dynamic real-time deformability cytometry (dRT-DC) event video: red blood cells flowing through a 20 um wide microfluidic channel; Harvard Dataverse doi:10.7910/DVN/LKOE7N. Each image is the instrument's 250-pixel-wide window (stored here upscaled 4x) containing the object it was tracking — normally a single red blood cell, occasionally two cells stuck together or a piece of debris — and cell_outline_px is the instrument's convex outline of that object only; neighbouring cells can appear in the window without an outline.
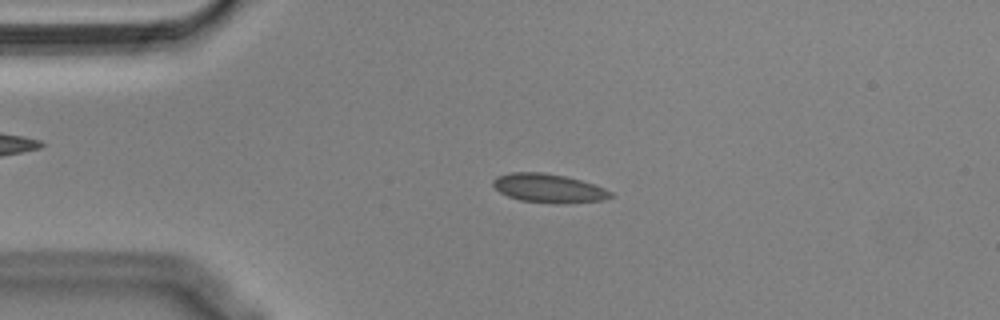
{"species": "Egyptian fruit bat (a non-hibernating species)", "species_latin": "Rousettus aegyptiacus", "temperature_condition": "cold", "stored_images_in_passage": 54, "camera_frame_rate_fps": 3000, "um_per_image_px": 0.085, "animal": {"sex": "male"}, "frame": {"image": 1, "passage_image": 11, "time_ms": 3.333, "image_size_px": [1000, 320], "cell_outline_px": [[612, 196], [604, 200], [520, 200], [508, 196], [500, 192], [492, 184], [492, 180], [496, 176], [512, 172], [544, 172], [564, 176], [580, 180], [604, 188], [612, 192]], "centroid_in_image_um": [46.54, 15.92], "position_along_channel_um": 38.5, "area_um2": 18.44}}
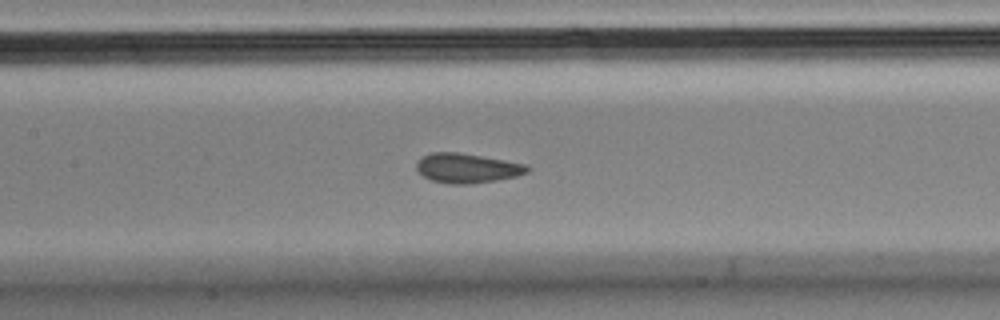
{"frame": {"image": 2, "passage_image": 24, "time_ms": 7.667, "image_size_px": [1000, 320], "cell_outline_px": [[532, 168], [528, 172], [516, 176], [496, 180], [472, 184], [448, 184], [432, 180], [424, 176], [416, 168], [416, 164], [424, 156], [432, 152], [460, 152], [504, 160], [524, 164]], "centroid_in_image_um": [39.72, 14.29], "position_along_channel_um": 167.7, "area_um2": 18.96}}
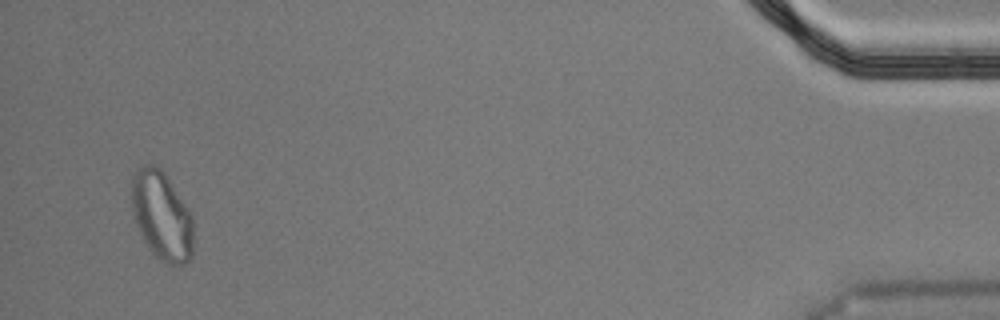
{"frame": {"image": 3, "passage_image": 52, "time_ms": 17.0, "image_size_px": [1000, 320], "cell_outline_px": [[192, 252], [188, 260], [184, 264], [164, 264], [148, 248], [136, 224], [132, 212], [132, 176], [144, 164], [152, 164], [160, 168], [164, 172], [188, 208], [192, 216]], "centroid_in_image_um": [13.74, 18.34], "position_along_channel_um": 421.5, "area_um2": 31.67}, "authors_computed_cell_mechanics": {"area_um2": 19.074, "velocity_mm_per_s": 3.5882, "shape_relaxation_time_tau1_ms": null, "shape_relaxation_time_tau2_ms": 1.5487, "deformation_change_tau1": null, "deformation_change_tau2": 0.061}}